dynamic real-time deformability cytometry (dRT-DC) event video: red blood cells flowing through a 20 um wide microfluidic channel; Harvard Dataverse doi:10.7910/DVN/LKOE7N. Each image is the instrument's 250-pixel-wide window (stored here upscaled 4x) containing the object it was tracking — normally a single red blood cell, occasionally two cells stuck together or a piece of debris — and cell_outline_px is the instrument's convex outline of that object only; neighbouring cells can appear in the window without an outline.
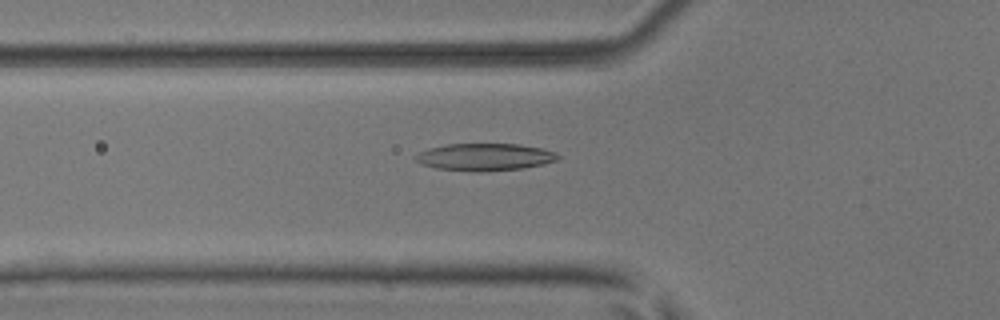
{"species": "common noctule bat (a hibernating species)", "species_latin": "Nyctalus noctula", "temperature_condition": "room temperature", "stored_images_in_passage": 32, "camera_frame_rate_fps": 3000, "um_per_image_px": 0.085, "animal": {"sex": "male", "body_mass_g": 17.9, "forearm_length_mm": 54.2}, "frame": {"image": 1, "passage_image": 2, "time_ms": 0.333, "image_size_px": [1000, 320], "cell_outline_px": [[544, 160], [532, 164], [512, 168], [452, 168], [464, 144], [504, 144], [532, 148]], "centroid_in_image_um": [42.12, 13.3], "position_along_channel_um": 83.7, "area_um2": 12.83}}
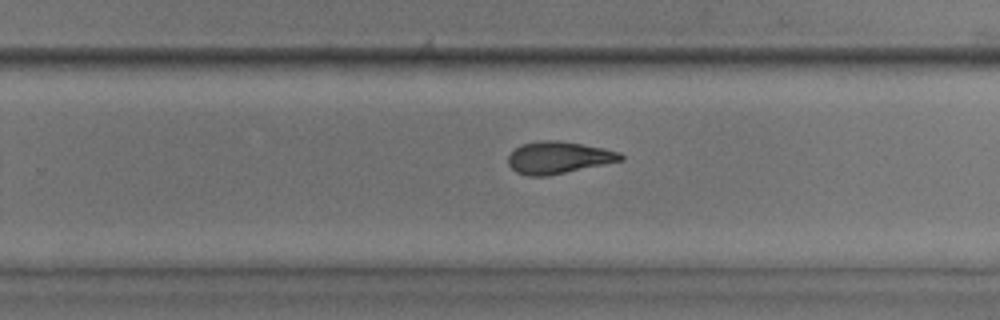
{"frame": {"image": 2, "passage_image": 17, "time_ms": 5.333, "image_size_px": [1000, 320], "cell_outline_px": [[620, 156], [616, 160], [556, 172], [524, 172], [516, 168], [512, 164], [512, 156], [520, 148], [528, 144], [576, 144], [612, 152]], "centroid_in_image_um": [47.48, 13.38], "position_along_channel_um": 282.3, "area_um2": 16.36}}
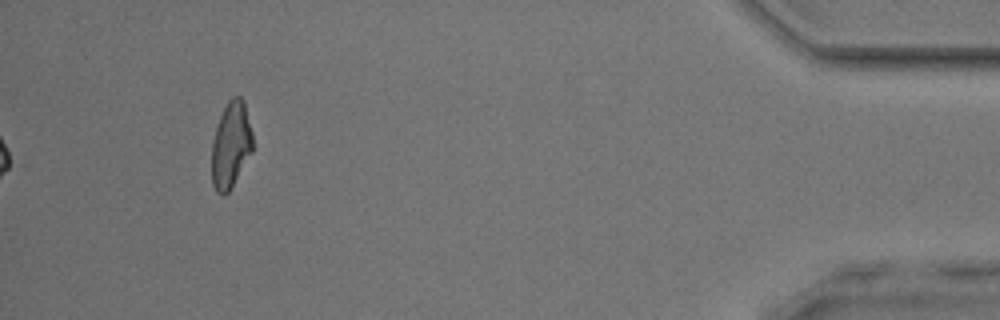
{"frame": {"image": 3, "passage_image": 32, "time_ms": 10.333, "image_size_px": [1000, 320], "cell_outline_px": [[252, 148], [228, 188], [224, 192], [216, 188], [212, 176], [212, 156], [224, 112], [228, 108], [240, 104], [244, 108], [252, 140]], "centroid_in_image_um": [19.62, 12.49], "position_along_channel_um": 415.6, "area_um2": 16.65}}